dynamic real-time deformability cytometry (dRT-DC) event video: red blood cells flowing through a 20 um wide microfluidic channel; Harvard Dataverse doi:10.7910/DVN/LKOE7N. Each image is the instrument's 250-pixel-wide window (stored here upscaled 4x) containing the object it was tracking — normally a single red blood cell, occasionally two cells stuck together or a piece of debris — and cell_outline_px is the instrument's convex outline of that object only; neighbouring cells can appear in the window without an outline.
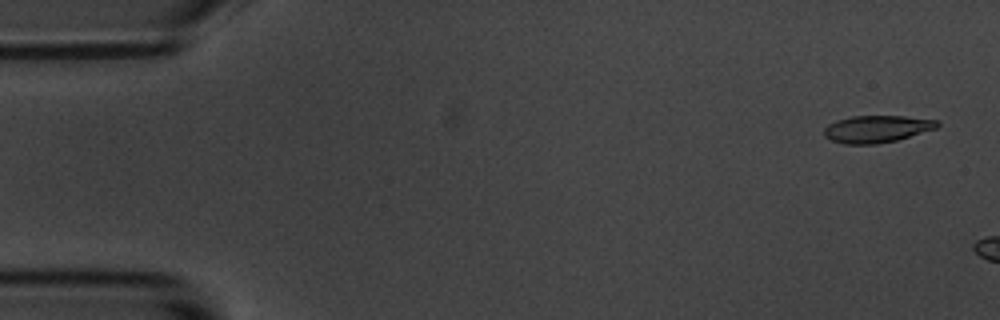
{"species": "common noctule bat (a hibernating species)", "species_latin": "Nyctalus noctula", "temperature_condition": "room temperature", "stored_images_in_passage": 3, "camera_frame_rate_fps": 3000, "um_per_image_px": 0.085, "animal": {"sex": "male", "body_mass_g": 20.1, "forearm_length_mm": 53.5}, "frame": {"image": 1, "passage_image": 1, "time_ms": 0.0, "image_size_px": [1000, 320], "cell_outline_px": [[940, 124], [936, 128], [896, 140], [876, 144], [844, 144], [832, 140], [824, 136], [824, 128], [828, 124], [836, 120], [852, 116], [904, 116], [940, 120]], "centroid_in_image_um": [74.52, 10.95], "position_along_channel_um": 10.5, "area_um2": 17.86}}